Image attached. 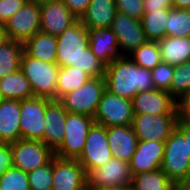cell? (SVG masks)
Segmentation results:
<instances>
[{"instance_id":"6da1fadb","label":"cell","mask_w":190,"mask_h":190,"mask_svg":"<svg viewBox=\"0 0 190 190\" xmlns=\"http://www.w3.org/2000/svg\"><path fill=\"white\" fill-rule=\"evenodd\" d=\"M57 38L56 64L74 66L91 77H104L106 65L89 48L88 29L78 19Z\"/></svg>"},{"instance_id":"7a4b0ae2","label":"cell","mask_w":190,"mask_h":190,"mask_svg":"<svg viewBox=\"0 0 190 190\" xmlns=\"http://www.w3.org/2000/svg\"><path fill=\"white\" fill-rule=\"evenodd\" d=\"M104 77L106 90L129 100L139 92L155 89L151 70L138 66L129 56L108 64Z\"/></svg>"},{"instance_id":"3957f363","label":"cell","mask_w":190,"mask_h":190,"mask_svg":"<svg viewBox=\"0 0 190 190\" xmlns=\"http://www.w3.org/2000/svg\"><path fill=\"white\" fill-rule=\"evenodd\" d=\"M20 69L29 80L34 96L56 100L59 70L56 63L40 61L23 51Z\"/></svg>"},{"instance_id":"277c9868","label":"cell","mask_w":190,"mask_h":190,"mask_svg":"<svg viewBox=\"0 0 190 190\" xmlns=\"http://www.w3.org/2000/svg\"><path fill=\"white\" fill-rule=\"evenodd\" d=\"M161 170L176 186H181L190 173V154L187 142L177 128L165 141Z\"/></svg>"},{"instance_id":"5b68a950","label":"cell","mask_w":190,"mask_h":190,"mask_svg":"<svg viewBox=\"0 0 190 190\" xmlns=\"http://www.w3.org/2000/svg\"><path fill=\"white\" fill-rule=\"evenodd\" d=\"M105 90V77H91L79 88L62 96L59 101L67 112L94 117Z\"/></svg>"},{"instance_id":"8992f818","label":"cell","mask_w":190,"mask_h":190,"mask_svg":"<svg viewBox=\"0 0 190 190\" xmlns=\"http://www.w3.org/2000/svg\"><path fill=\"white\" fill-rule=\"evenodd\" d=\"M94 122V117L67 112L63 142L54 155L62 159H78Z\"/></svg>"},{"instance_id":"52a82bcc","label":"cell","mask_w":190,"mask_h":190,"mask_svg":"<svg viewBox=\"0 0 190 190\" xmlns=\"http://www.w3.org/2000/svg\"><path fill=\"white\" fill-rule=\"evenodd\" d=\"M134 118L132 100L122 98L105 90L102 94L97 112L96 123L105 127L129 126Z\"/></svg>"},{"instance_id":"ba28073f","label":"cell","mask_w":190,"mask_h":190,"mask_svg":"<svg viewBox=\"0 0 190 190\" xmlns=\"http://www.w3.org/2000/svg\"><path fill=\"white\" fill-rule=\"evenodd\" d=\"M178 114H134L132 128L138 140L166 141L176 129Z\"/></svg>"},{"instance_id":"9c48e42d","label":"cell","mask_w":190,"mask_h":190,"mask_svg":"<svg viewBox=\"0 0 190 190\" xmlns=\"http://www.w3.org/2000/svg\"><path fill=\"white\" fill-rule=\"evenodd\" d=\"M40 2L28 0L4 25L7 38L25 42L40 31Z\"/></svg>"},{"instance_id":"30bf717a","label":"cell","mask_w":190,"mask_h":190,"mask_svg":"<svg viewBox=\"0 0 190 190\" xmlns=\"http://www.w3.org/2000/svg\"><path fill=\"white\" fill-rule=\"evenodd\" d=\"M112 157L107 139V127L94 122L89 129L83 152L77 160L87 173L103 166Z\"/></svg>"},{"instance_id":"8fae6325","label":"cell","mask_w":190,"mask_h":190,"mask_svg":"<svg viewBox=\"0 0 190 190\" xmlns=\"http://www.w3.org/2000/svg\"><path fill=\"white\" fill-rule=\"evenodd\" d=\"M13 167L26 173L47 164L55 155L42 141L20 139L11 143Z\"/></svg>"},{"instance_id":"7c38bea8","label":"cell","mask_w":190,"mask_h":190,"mask_svg":"<svg viewBox=\"0 0 190 190\" xmlns=\"http://www.w3.org/2000/svg\"><path fill=\"white\" fill-rule=\"evenodd\" d=\"M50 99L32 97L20 101L21 139L41 141L44 137V116Z\"/></svg>"},{"instance_id":"4fadbf2b","label":"cell","mask_w":190,"mask_h":190,"mask_svg":"<svg viewBox=\"0 0 190 190\" xmlns=\"http://www.w3.org/2000/svg\"><path fill=\"white\" fill-rule=\"evenodd\" d=\"M131 168L128 162L112 157L101 167L86 173V186L96 189L103 186H131Z\"/></svg>"},{"instance_id":"5bb4252c","label":"cell","mask_w":190,"mask_h":190,"mask_svg":"<svg viewBox=\"0 0 190 190\" xmlns=\"http://www.w3.org/2000/svg\"><path fill=\"white\" fill-rule=\"evenodd\" d=\"M40 9V31L50 35H60L78 20L63 3V0L41 1Z\"/></svg>"},{"instance_id":"9a60e30c","label":"cell","mask_w":190,"mask_h":190,"mask_svg":"<svg viewBox=\"0 0 190 190\" xmlns=\"http://www.w3.org/2000/svg\"><path fill=\"white\" fill-rule=\"evenodd\" d=\"M110 28L118 37L119 48L123 56H128L148 41L141 20L130 18L126 14L117 12Z\"/></svg>"},{"instance_id":"2e32d148","label":"cell","mask_w":190,"mask_h":190,"mask_svg":"<svg viewBox=\"0 0 190 190\" xmlns=\"http://www.w3.org/2000/svg\"><path fill=\"white\" fill-rule=\"evenodd\" d=\"M86 187V173L77 159L53 157L52 190H82Z\"/></svg>"},{"instance_id":"e0dca14e","label":"cell","mask_w":190,"mask_h":190,"mask_svg":"<svg viewBox=\"0 0 190 190\" xmlns=\"http://www.w3.org/2000/svg\"><path fill=\"white\" fill-rule=\"evenodd\" d=\"M132 104L134 114H178L177 101L169 92L158 89L137 93Z\"/></svg>"},{"instance_id":"ac0fdd59","label":"cell","mask_w":190,"mask_h":190,"mask_svg":"<svg viewBox=\"0 0 190 190\" xmlns=\"http://www.w3.org/2000/svg\"><path fill=\"white\" fill-rule=\"evenodd\" d=\"M165 141L139 140L136 151L129 162L132 175L161 169Z\"/></svg>"},{"instance_id":"d6986e66","label":"cell","mask_w":190,"mask_h":190,"mask_svg":"<svg viewBox=\"0 0 190 190\" xmlns=\"http://www.w3.org/2000/svg\"><path fill=\"white\" fill-rule=\"evenodd\" d=\"M66 116L67 111L59 100H51L48 103L44 116V137L41 141L53 152L63 142Z\"/></svg>"},{"instance_id":"ffe728a7","label":"cell","mask_w":190,"mask_h":190,"mask_svg":"<svg viewBox=\"0 0 190 190\" xmlns=\"http://www.w3.org/2000/svg\"><path fill=\"white\" fill-rule=\"evenodd\" d=\"M89 48L106 66L116 59L122 58L118 37L111 28L88 30Z\"/></svg>"},{"instance_id":"44dd1931","label":"cell","mask_w":190,"mask_h":190,"mask_svg":"<svg viewBox=\"0 0 190 190\" xmlns=\"http://www.w3.org/2000/svg\"><path fill=\"white\" fill-rule=\"evenodd\" d=\"M107 139L112 156L129 163L139 141L132 126L108 127Z\"/></svg>"},{"instance_id":"7402d4cb","label":"cell","mask_w":190,"mask_h":190,"mask_svg":"<svg viewBox=\"0 0 190 190\" xmlns=\"http://www.w3.org/2000/svg\"><path fill=\"white\" fill-rule=\"evenodd\" d=\"M20 139V101L1 99L0 143H13Z\"/></svg>"},{"instance_id":"603a6c76","label":"cell","mask_w":190,"mask_h":190,"mask_svg":"<svg viewBox=\"0 0 190 190\" xmlns=\"http://www.w3.org/2000/svg\"><path fill=\"white\" fill-rule=\"evenodd\" d=\"M116 14L115 0H91L79 20L88 30L110 28Z\"/></svg>"},{"instance_id":"cb8c5ba5","label":"cell","mask_w":190,"mask_h":190,"mask_svg":"<svg viewBox=\"0 0 190 190\" xmlns=\"http://www.w3.org/2000/svg\"><path fill=\"white\" fill-rule=\"evenodd\" d=\"M162 62L179 66L190 61V37H171L157 41Z\"/></svg>"},{"instance_id":"d4e9b609","label":"cell","mask_w":190,"mask_h":190,"mask_svg":"<svg viewBox=\"0 0 190 190\" xmlns=\"http://www.w3.org/2000/svg\"><path fill=\"white\" fill-rule=\"evenodd\" d=\"M24 51L40 61L56 63L57 38L54 35L39 31L24 43Z\"/></svg>"},{"instance_id":"484cf974","label":"cell","mask_w":190,"mask_h":190,"mask_svg":"<svg viewBox=\"0 0 190 190\" xmlns=\"http://www.w3.org/2000/svg\"><path fill=\"white\" fill-rule=\"evenodd\" d=\"M0 97L17 101L34 97L31 84L21 69L0 79Z\"/></svg>"},{"instance_id":"4316f807","label":"cell","mask_w":190,"mask_h":190,"mask_svg":"<svg viewBox=\"0 0 190 190\" xmlns=\"http://www.w3.org/2000/svg\"><path fill=\"white\" fill-rule=\"evenodd\" d=\"M23 42L5 38L0 41V79L20 69Z\"/></svg>"},{"instance_id":"83f0119b","label":"cell","mask_w":190,"mask_h":190,"mask_svg":"<svg viewBox=\"0 0 190 190\" xmlns=\"http://www.w3.org/2000/svg\"><path fill=\"white\" fill-rule=\"evenodd\" d=\"M176 185L161 170L132 176L130 190H173Z\"/></svg>"},{"instance_id":"f1b7e54d","label":"cell","mask_w":190,"mask_h":190,"mask_svg":"<svg viewBox=\"0 0 190 190\" xmlns=\"http://www.w3.org/2000/svg\"><path fill=\"white\" fill-rule=\"evenodd\" d=\"M91 76L82 70H78L74 66L59 67L57 86H56V100H59L65 94L79 88Z\"/></svg>"},{"instance_id":"f546056e","label":"cell","mask_w":190,"mask_h":190,"mask_svg":"<svg viewBox=\"0 0 190 190\" xmlns=\"http://www.w3.org/2000/svg\"><path fill=\"white\" fill-rule=\"evenodd\" d=\"M169 10L145 12L141 19L148 41L157 42L166 37L165 26Z\"/></svg>"},{"instance_id":"4dcf8cb0","label":"cell","mask_w":190,"mask_h":190,"mask_svg":"<svg viewBox=\"0 0 190 190\" xmlns=\"http://www.w3.org/2000/svg\"><path fill=\"white\" fill-rule=\"evenodd\" d=\"M165 32L166 36L190 37V9H170Z\"/></svg>"},{"instance_id":"1f68e13d","label":"cell","mask_w":190,"mask_h":190,"mask_svg":"<svg viewBox=\"0 0 190 190\" xmlns=\"http://www.w3.org/2000/svg\"><path fill=\"white\" fill-rule=\"evenodd\" d=\"M138 66L152 70L162 62L157 42L147 41L128 55Z\"/></svg>"},{"instance_id":"d6a6232c","label":"cell","mask_w":190,"mask_h":190,"mask_svg":"<svg viewBox=\"0 0 190 190\" xmlns=\"http://www.w3.org/2000/svg\"><path fill=\"white\" fill-rule=\"evenodd\" d=\"M30 190H52L53 158L45 165L27 173Z\"/></svg>"},{"instance_id":"836d02e7","label":"cell","mask_w":190,"mask_h":190,"mask_svg":"<svg viewBox=\"0 0 190 190\" xmlns=\"http://www.w3.org/2000/svg\"><path fill=\"white\" fill-rule=\"evenodd\" d=\"M190 88V61L174 67L171 96L177 101Z\"/></svg>"},{"instance_id":"e575fe53","label":"cell","mask_w":190,"mask_h":190,"mask_svg":"<svg viewBox=\"0 0 190 190\" xmlns=\"http://www.w3.org/2000/svg\"><path fill=\"white\" fill-rule=\"evenodd\" d=\"M0 190H30L28 175L15 167L0 176Z\"/></svg>"},{"instance_id":"d590c367","label":"cell","mask_w":190,"mask_h":190,"mask_svg":"<svg viewBox=\"0 0 190 190\" xmlns=\"http://www.w3.org/2000/svg\"><path fill=\"white\" fill-rule=\"evenodd\" d=\"M151 72L155 89L166 91L171 94L174 66L160 62Z\"/></svg>"},{"instance_id":"8d00e7d4","label":"cell","mask_w":190,"mask_h":190,"mask_svg":"<svg viewBox=\"0 0 190 190\" xmlns=\"http://www.w3.org/2000/svg\"><path fill=\"white\" fill-rule=\"evenodd\" d=\"M117 12L128 15L130 18L141 20L144 15V0H115Z\"/></svg>"},{"instance_id":"74e56055","label":"cell","mask_w":190,"mask_h":190,"mask_svg":"<svg viewBox=\"0 0 190 190\" xmlns=\"http://www.w3.org/2000/svg\"><path fill=\"white\" fill-rule=\"evenodd\" d=\"M27 1L28 0H0V23L5 25Z\"/></svg>"},{"instance_id":"f35d334b","label":"cell","mask_w":190,"mask_h":190,"mask_svg":"<svg viewBox=\"0 0 190 190\" xmlns=\"http://www.w3.org/2000/svg\"><path fill=\"white\" fill-rule=\"evenodd\" d=\"M12 167L11 143H0V176Z\"/></svg>"},{"instance_id":"ab89813d","label":"cell","mask_w":190,"mask_h":190,"mask_svg":"<svg viewBox=\"0 0 190 190\" xmlns=\"http://www.w3.org/2000/svg\"><path fill=\"white\" fill-rule=\"evenodd\" d=\"M91 0H63V3L68 7L70 12L80 19L86 12Z\"/></svg>"},{"instance_id":"60d3db41","label":"cell","mask_w":190,"mask_h":190,"mask_svg":"<svg viewBox=\"0 0 190 190\" xmlns=\"http://www.w3.org/2000/svg\"><path fill=\"white\" fill-rule=\"evenodd\" d=\"M144 11H162L173 8V0H144Z\"/></svg>"},{"instance_id":"b9f144b4","label":"cell","mask_w":190,"mask_h":190,"mask_svg":"<svg viewBox=\"0 0 190 190\" xmlns=\"http://www.w3.org/2000/svg\"><path fill=\"white\" fill-rule=\"evenodd\" d=\"M177 113L179 118L190 120V88L177 100Z\"/></svg>"},{"instance_id":"7bdbcfd3","label":"cell","mask_w":190,"mask_h":190,"mask_svg":"<svg viewBox=\"0 0 190 190\" xmlns=\"http://www.w3.org/2000/svg\"><path fill=\"white\" fill-rule=\"evenodd\" d=\"M176 128L183 134L190 154V120L179 118Z\"/></svg>"},{"instance_id":"ee69618b","label":"cell","mask_w":190,"mask_h":190,"mask_svg":"<svg viewBox=\"0 0 190 190\" xmlns=\"http://www.w3.org/2000/svg\"><path fill=\"white\" fill-rule=\"evenodd\" d=\"M173 8L190 9V0H173Z\"/></svg>"},{"instance_id":"f6af8a7d","label":"cell","mask_w":190,"mask_h":190,"mask_svg":"<svg viewBox=\"0 0 190 190\" xmlns=\"http://www.w3.org/2000/svg\"><path fill=\"white\" fill-rule=\"evenodd\" d=\"M91 190H130L128 186H103L96 189Z\"/></svg>"},{"instance_id":"bcb514c9","label":"cell","mask_w":190,"mask_h":190,"mask_svg":"<svg viewBox=\"0 0 190 190\" xmlns=\"http://www.w3.org/2000/svg\"><path fill=\"white\" fill-rule=\"evenodd\" d=\"M182 190H190V173L187 180L181 185Z\"/></svg>"},{"instance_id":"7dc6e473","label":"cell","mask_w":190,"mask_h":190,"mask_svg":"<svg viewBox=\"0 0 190 190\" xmlns=\"http://www.w3.org/2000/svg\"><path fill=\"white\" fill-rule=\"evenodd\" d=\"M6 38L4 24L0 23V41Z\"/></svg>"},{"instance_id":"c3c4849f","label":"cell","mask_w":190,"mask_h":190,"mask_svg":"<svg viewBox=\"0 0 190 190\" xmlns=\"http://www.w3.org/2000/svg\"><path fill=\"white\" fill-rule=\"evenodd\" d=\"M173 190H182L181 186H176Z\"/></svg>"},{"instance_id":"681fc988","label":"cell","mask_w":190,"mask_h":190,"mask_svg":"<svg viewBox=\"0 0 190 190\" xmlns=\"http://www.w3.org/2000/svg\"><path fill=\"white\" fill-rule=\"evenodd\" d=\"M82 190H91V189L86 186Z\"/></svg>"}]
</instances>
